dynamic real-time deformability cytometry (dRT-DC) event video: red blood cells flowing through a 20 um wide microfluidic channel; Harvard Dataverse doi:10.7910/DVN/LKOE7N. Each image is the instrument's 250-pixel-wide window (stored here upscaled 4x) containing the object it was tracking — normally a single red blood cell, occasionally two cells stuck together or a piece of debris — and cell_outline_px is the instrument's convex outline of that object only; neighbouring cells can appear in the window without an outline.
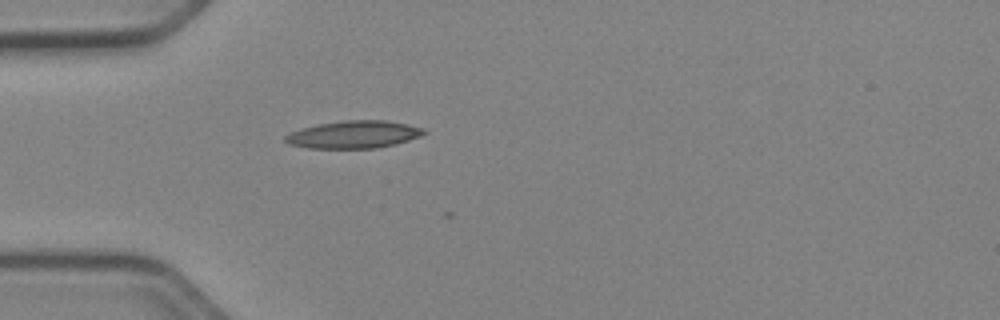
{"species": "Egyptian fruit bat (a non-hibernating species)", "species_latin": "Rousettus aegyptiacus", "temperature_condition": "cold", "stored_images_in_passage": 3, "camera_frame_rate_fps": 3000, "um_per_image_px": 0.085, "animal": {"sex": "female"}, "frame": {"image": 1, "passage_image": 2, "time_ms": 0.333, "image_size_px": [1000, 320], "cell_outline_px": [[428, 132], [420, 136], [408, 140], [376, 148], [308, 148], [288, 144], [284, 140], [284, 136], [300, 128], [316, 124], [344, 120], [388, 120], [408, 124], [424, 128]], "centroid_in_image_um": [30.06, 11.42], "position_along_channel_um": 54.9, "area_um2": 22.31}}